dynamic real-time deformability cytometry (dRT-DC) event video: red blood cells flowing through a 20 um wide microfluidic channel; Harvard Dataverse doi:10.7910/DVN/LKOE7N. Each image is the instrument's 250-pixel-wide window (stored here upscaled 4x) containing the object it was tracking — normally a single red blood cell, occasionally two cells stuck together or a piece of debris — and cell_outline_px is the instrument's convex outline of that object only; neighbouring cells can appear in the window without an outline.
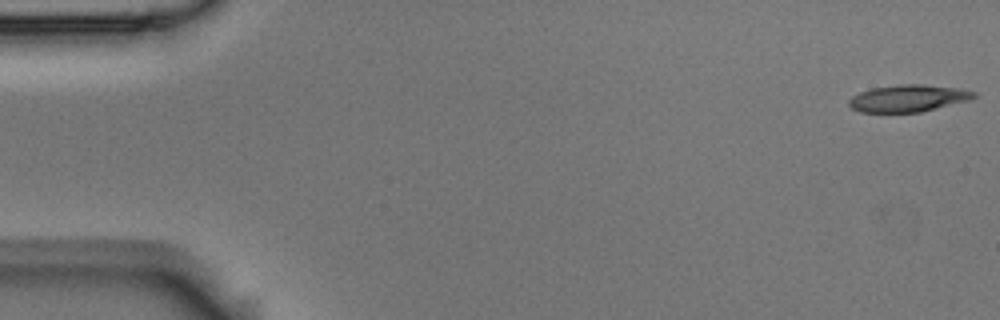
{"species": "Egyptian fruit bat (a non-hibernating species)", "species_latin": "Rousettus aegyptiacus", "temperature_condition": "room temperature", "stored_images_in_passage": 54, "camera_frame_rate_fps": 3000, "um_per_image_px": 0.085, "animal": {"sex": "male"}, "frame": {"image": 1, "passage_image": 1, "time_ms": 0.0, "image_size_px": [1000, 320], "cell_outline_px": [[976, 96], [968, 100], [920, 112], [860, 112], [852, 108], [848, 104], [848, 100], [852, 96], [860, 92], [872, 88], [900, 84], [924, 84], [960, 88], [976, 92]], "centroid_in_image_um": [77.18, 8.34], "position_along_channel_um": 7.8, "area_um2": 19.59}}
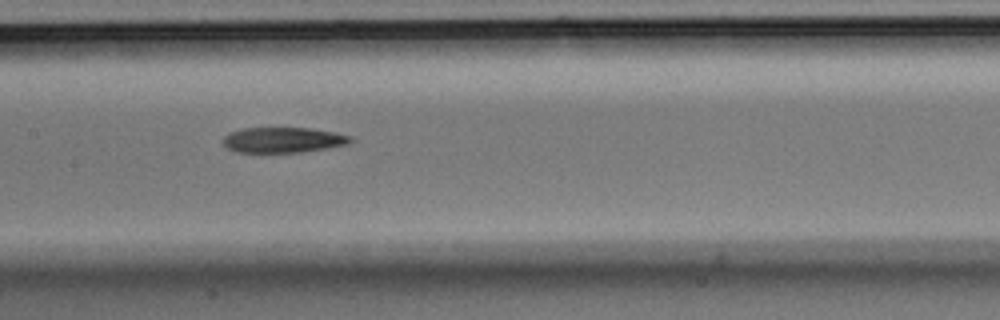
{"frame": {"image": 2, "passage_image": 26, "time_ms": 8.333, "image_size_px": [1000, 320], "cell_outline_px": [[356, 140], [352, 144], [300, 152], [236, 152], [228, 148], [224, 144], [224, 136], [232, 132], [244, 128], [312, 128], [336, 132], [352, 136]], "centroid_in_image_um": [24.17, 11.89], "position_along_channel_um": 183.2, "area_um2": 18.96}}
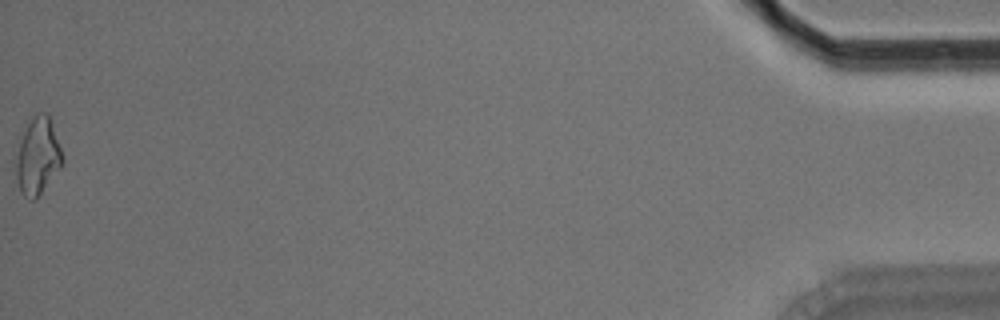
{"frame": {"image": 3, "passage_image": 54, "time_ms": 17.667, "image_size_px": [1000, 320], "cell_outline_px": [[64, 164], [36, 200], [28, 200], [20, 192], [16, 176], [12, 156], [28, 124], [36, 112], [48, 112], [64, 160]], "centroid_in_image_um": [3.17, 13.32], "position_along_channel_um": 432.0, "area_um2": 21.39}, "authors_computed_cell_mechanics": {"area_um2": 19.7676, "velocity_mm_per_s": 3.729, "shape_relaxation_time_tau1_ms": 7.3722, "shape_relaxation_time_tau2_ms": null, "deformation_change_tau1": 0.1637, "deformation_change_tau2": null}}